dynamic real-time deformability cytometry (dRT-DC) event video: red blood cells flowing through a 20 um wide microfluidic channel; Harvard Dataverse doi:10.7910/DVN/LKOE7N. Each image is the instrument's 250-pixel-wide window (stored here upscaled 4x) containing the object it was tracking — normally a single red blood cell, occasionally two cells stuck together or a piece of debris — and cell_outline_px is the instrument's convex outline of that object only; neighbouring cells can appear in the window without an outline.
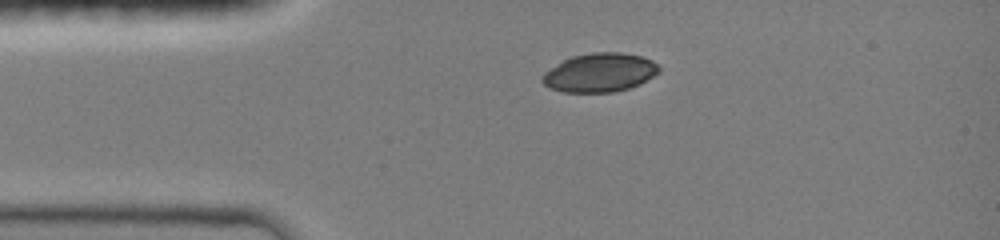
{"species": "common noctule bat (a hibernating species)", "species_latin": "Nyctalus noctula", "temperature_condition": "room temperature", "stored_images_in_passage": 28, "camera_frame_rate_fps": 3000, "um_per_image_px": 0.085, "animal": {"sex": "female", "body_mass_g": 19.0, "forearm_length_mm": 51.5}, "frame": {"image": 1, "passage_image": 1, "time_ms": 0.0, "image_size_px": [1000, 240], "cell_outline_px": [[660, 72], [640, 84], [628, 88], [612, 92], [564, 92], [552, 88], [544, 84], [540, 80], [540, 76], [544, 72], [564, 60], [572, 56], [592, 52], [620, 52], [644, 56], [652, 60], [660, 68]], "centroid_in_image_um": [50.99, 6.16], "position_along_channel_um": 34.0, "area_um2": 26.41}}
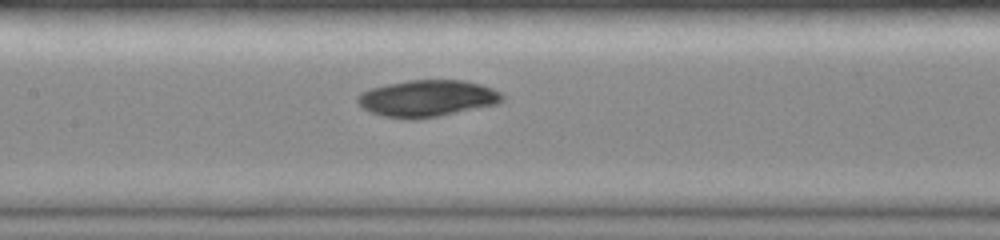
{"frame": {"image": 2, "passage_image": 11, "time_ms": 4.0, "image_size_px": [1000, 240], "cell_outline_px": [[504, 100], [496, 104], [436, 116], [384, 116], [372, 112], [364, 108], [356, 100], [360, 92], [372, 88], [388, 84], [408, 80], [464, 80], [480, 84], [492, 88], [500, 92], [504, 96]], "centroid_in_image_um": [36.35, 8.31], "position_along_channel_um": 171.0, "area_um2": 29.82}}
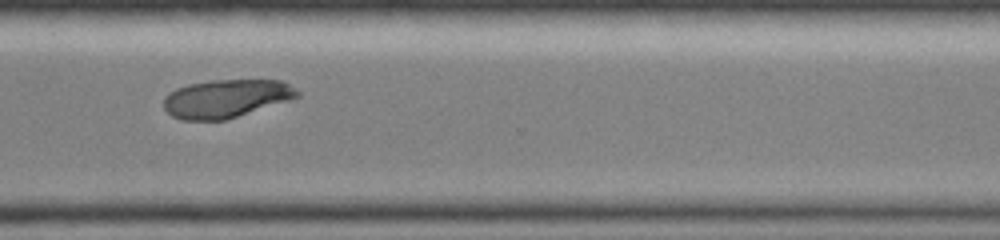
{"frame": {"image": 3, "passage_image": 22, "time_ms": 8.333, "image_size_px": [1000, 240], "cell_outline_px": [[300, 96], [288, 100], [224, 120], [180, 120], [172, 116], [164, 108], [164, 96], [168, 92], [176, 88], [188, 84], [212, 80], [284, 80], [300, 92]], "centroid_in_image_um": [19.19, 8.36], "position_along_channel_um": 351.4, "area_um2": 29.65}, "authors_computed_cell_mechanics": {"area_um2": 29.9115, "velocity_mm_per_s": 4.1583, "shape_relaxation_time_tau1_ms": 6.0243, "shape_relaxation_time_tau2_ms": null, "deformation_change_tau1": 0.1054, "deformation_change_tau2": null}}